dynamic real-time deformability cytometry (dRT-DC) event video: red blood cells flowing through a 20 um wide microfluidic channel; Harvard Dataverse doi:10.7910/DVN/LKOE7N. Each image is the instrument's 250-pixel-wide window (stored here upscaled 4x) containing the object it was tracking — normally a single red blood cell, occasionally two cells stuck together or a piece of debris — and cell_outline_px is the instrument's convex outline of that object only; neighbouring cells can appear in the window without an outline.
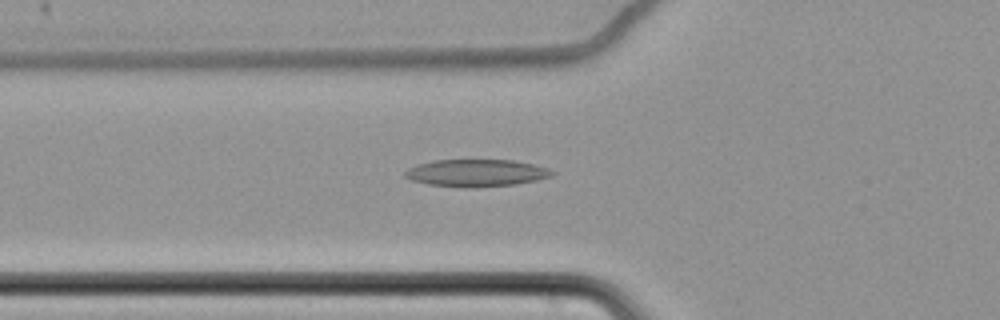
{"species": "common noctule bat (a hibernating species)", "species_latin": "Nyctalus noctula", "temperature_condition": "cold", "stored_images_in_passage": 60, "camera_frame_rate_fps": 3000, "um_per_image_px": 0.085, "animal": {"sex": "female", "body_mass_g": 22.7, "forearm_length_mm": 54.2}, "frame": {"image": 1, "passage_image": 22, "time_ms": 7.0, "image_size_px": [1000, 320], "cell_outline_px": [[556, 172], [552, 176], [536, 180], [516, 184], [468, 188], [428, 184], [412, 180], [404, 176], [404, 172], [408, 168], [432, 160], [512, 160], [532, 164], [548, 168]], "centroid_in_image_um": [40.49, 14.7], "position_along_channel_um": 85.3, "area_um2": 23.24}}
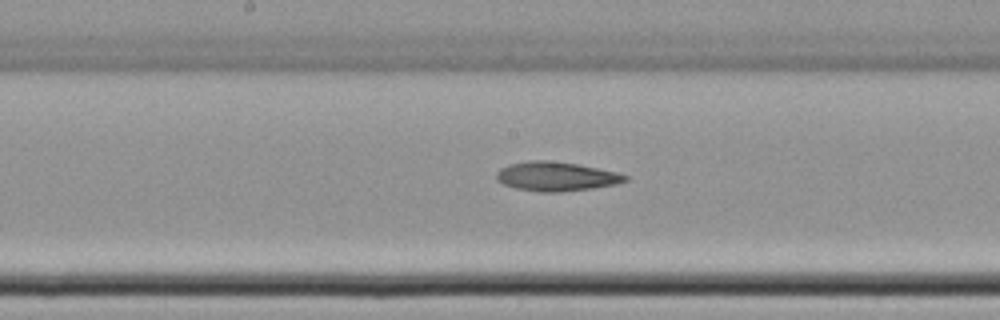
{"frame": {"image": 2, "passage_image": 32, "time_ms": 10.333, "image_size_px": [1000, 320], "cell_outline_px": [[628, 180], [616, 184], [592, 188], [560, 192], [540, 192], [516, 188], [504, 184], [496, 180], [496, 172], [500, 168], [508, 164], [528, 160], [548, 160], [576, 164], [616, 172], [628, 176]], "centroid_in_image_um": [47.23, 14.99], "position_along_channel_um": 201.0, "area_um2": 21.85}}
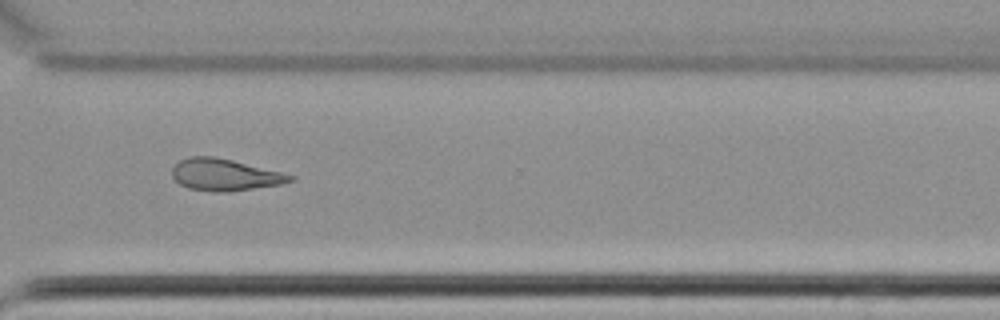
{"frame": {"image": 3, "passage_image": 45, "time_ms": 14.667, "image_size_px": [1000, 320], "cell_outline_px": [[296, 180], [284, 184], [228, 192], [216, 192], [188, 188], [180, 184], [172, 176], [172, 168], [180, 160], [188, 156], [212, 156], [232, 160], [296, 176]], "centroid_in_image_um": [19.13, 14.86], "position_along_channel_um": 351.5, "area_um2": 21.91}, "authors_computed_cell_mechanics": {"area_um2": 23.1778, "velocity_mm_per_s": 3.472, "shape_relaxation_time_tau1_ms": 10.1038, "shape_relaxation_time_tau2_ms": null, "deformation_change_tau1": 0.18, "deformation_change_tau2": null}}